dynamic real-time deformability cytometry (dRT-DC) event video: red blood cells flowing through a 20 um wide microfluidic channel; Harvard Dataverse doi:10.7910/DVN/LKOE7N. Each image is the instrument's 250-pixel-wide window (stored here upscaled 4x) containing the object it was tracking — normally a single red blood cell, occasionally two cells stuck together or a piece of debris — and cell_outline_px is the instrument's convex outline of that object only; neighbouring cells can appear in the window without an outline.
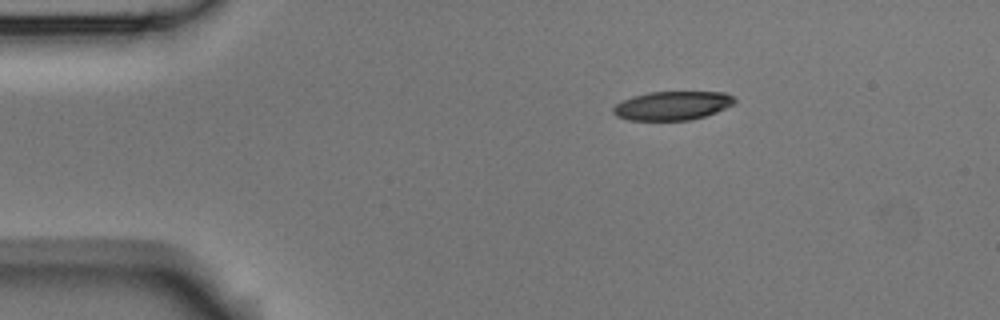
{"species": "Egyptian fruit bat (a non-hibernating species)", "species_latin": "Rousettus aegyptiacus", "temperature_condition": "room temperature", "stored_images_in_passage": 2, "camera_frame_rate_fps": 3000, "um_per_image_px": 0.085, "animal": {"sex": "male"}, "frame": {"image": 1, "passage_image": 1, "time_ms": 0.0, "image_size_px": [1000, 320], "cell_outline_px": [[736, 100], [732, 104], [716, 112], [704, 116], [688, 120], [628, 120], [616, 116], [612, 112], [612, 108], [620, 100], [632, 96], [648, 92], [724, 92], [732, 96]], "centroid_in_image_um": [57.08, 8.97], "position_along_channel_um": 27.9, "area_um2": 20.35}}